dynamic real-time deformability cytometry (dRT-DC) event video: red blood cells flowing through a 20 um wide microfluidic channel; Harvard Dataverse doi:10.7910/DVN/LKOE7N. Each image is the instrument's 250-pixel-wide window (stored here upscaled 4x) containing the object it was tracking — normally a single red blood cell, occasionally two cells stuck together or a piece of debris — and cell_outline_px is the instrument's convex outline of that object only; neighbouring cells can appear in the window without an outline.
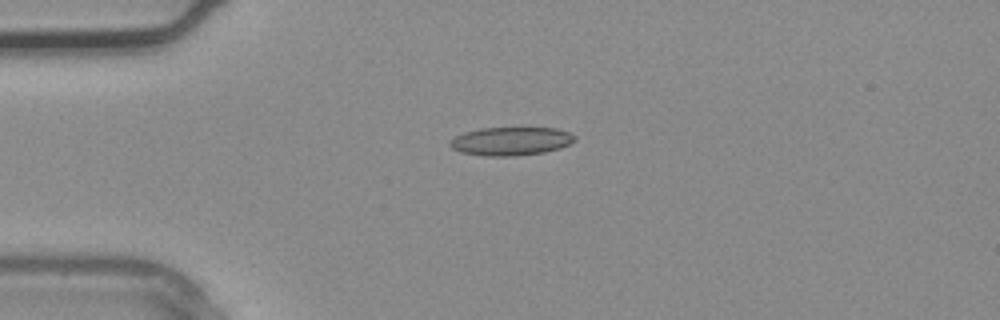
{"species": "common noctule bat (a hibernating species)", "species_latin": "Nyctalus noctula", "temperature_condition": "warm", "stored_images_in_passage": 3, "camera_frame_rate_fps": 3000, "um_per_image_px": 0.085, "animal": {"sex": "male", "body_mass_g": 20.4}, "frame": {"image": 1, "passage_image": 3, "time_ms": 0.667, "image_size_px": [1000, 320], "cell_outline_px": [[576, 140], [560, 148], [544, 152], [516, 156], [484, 156], [460, 152], [452, 148], [448, 144], [448, 140], [464, 132], [480, 128], [556, 128], [568, 132], [576, 136]], "centroid_in_image_um": [43.39, 12.0], "position_along_channel_um": 41.6, "area_um2": 20.75}}